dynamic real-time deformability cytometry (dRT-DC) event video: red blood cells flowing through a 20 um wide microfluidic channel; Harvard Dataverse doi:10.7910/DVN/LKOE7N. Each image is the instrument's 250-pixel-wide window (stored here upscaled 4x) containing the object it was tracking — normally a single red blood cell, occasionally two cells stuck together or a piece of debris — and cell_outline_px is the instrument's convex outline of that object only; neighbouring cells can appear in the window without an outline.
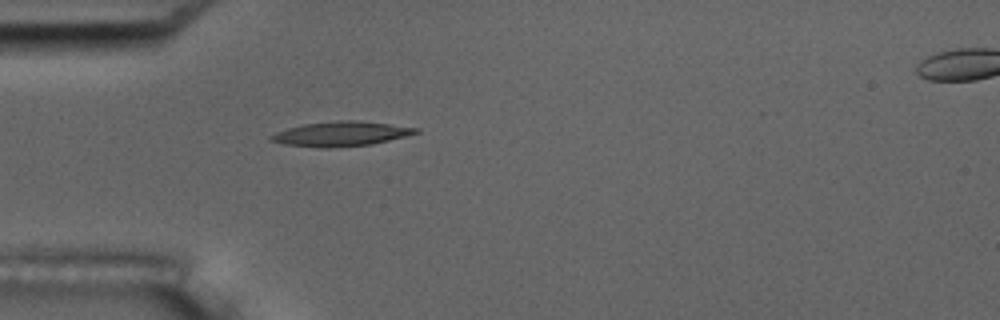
{"species": "common noctule bat (a hibernating species)", "species_latin": "Nyctalus noctula", "temperature_condition": "room temperature", "stored_images_in_passage": 54, "camera_frame_rate_fps": 3000, "um_per_image_px": 0.085, "animal": {"sex": "male", "body_mass_g": 17.5, "forearm_length_mm": 52.3}, "frame": {"image": 1, "passage_image": 16, "time_ms": 5.0, "image_size_px": [1000, 320], "cell_outline_px": [[420, 132], [372, 144], [328, 148], [284, 144], [272, 140], [268, 136], [276, 132], [288, 128], [304, 124], [340, 120], [356, 120], [420, 128]], "centroid_in_image_um": [28.99, 11.37], "position_along_channel_um": 56.0, "area_um2": 20.46}, "authors_computed_cell_mechanics": {"area_um2": 19.1607, "velocity_mm_per_s": 3.7489, "shape_relaxation_time_tau1_ms": 7.5305, "shape_relaxation_time_tau2_ms": 5.713, "deformation_change_tau1": 0.2409, "deformation_change_tau2": 0.173}}